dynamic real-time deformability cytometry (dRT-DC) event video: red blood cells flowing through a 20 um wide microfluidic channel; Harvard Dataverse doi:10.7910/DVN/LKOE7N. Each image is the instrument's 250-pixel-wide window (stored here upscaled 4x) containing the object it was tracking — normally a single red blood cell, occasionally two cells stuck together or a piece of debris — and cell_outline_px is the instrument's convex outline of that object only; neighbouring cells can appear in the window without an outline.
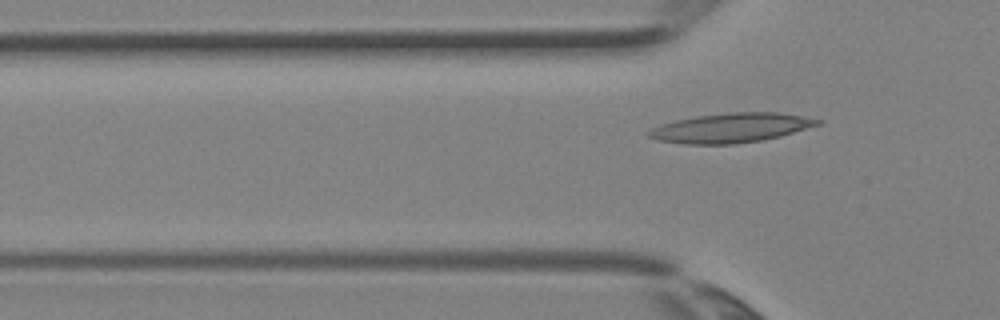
{"species": "Egyptian fruit bat (a non-hibernating species)", "species_latin": "Rousettus aegyptiacus", "temperature_condition": "room temperature", "stored_images_in_passage": 2, "camera_frame_rate_fps": 3000, "um_per_image_px": 0.085, "animal": {"sex": "female"}, "frame": {"image": 1, "passage_image": 2, "time_ms": 0.333, "image_size_px": [1000, 320], "cell_outline_px": [[824, 120], [820, 124], [780, 136], [760, 140], [732, 144], [684, 144], [656, 140], [648, 136], [648, 132], [652, 128], [660, 124], [676, 120], [696, 116], [728, 112], [776, 112]], "centroid_in_image_um": [62.1, 10.86], "position_along_channel_um": 63.7, "area_um2": 28.78}}